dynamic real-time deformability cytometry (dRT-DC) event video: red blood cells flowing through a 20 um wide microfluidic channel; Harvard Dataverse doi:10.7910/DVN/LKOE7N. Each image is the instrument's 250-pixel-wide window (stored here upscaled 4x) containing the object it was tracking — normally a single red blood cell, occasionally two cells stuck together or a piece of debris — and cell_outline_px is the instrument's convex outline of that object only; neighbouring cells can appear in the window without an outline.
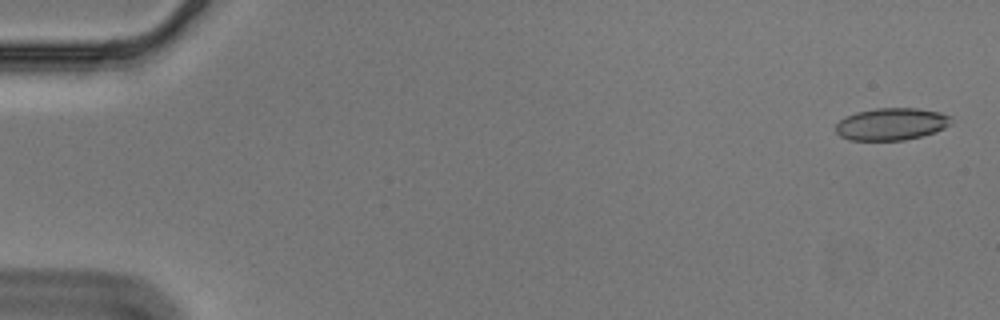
{"species": "Egyptian fruit bat (a non-hibernating species)", "species_latin": "Rousettus aegyptiacus", "temperature_condition": "cold", "stored_images_in_passage": 57, "camera_frame_rate_fps": 3000, "um_per_image_px": 0.085, "animal": {"sex": "male"}, "frame": {"image": 1, "passage_image": 2, "time_ms": 0.333, "image_size_px": [1000, 320], "cell_outline_px": [[952, 116], [948, 124], [944, 128], [936, 132], [904, 140], [848, 140], [840, 136], [836, 132], [836, 124], [844, 116], [856, 112], [876, 108], [920, 108], [940, 112]], "centroid_in_image_um": [75.75, 10.54], "position_along_channel_um": 9.3, "area_um2": 21.73}}
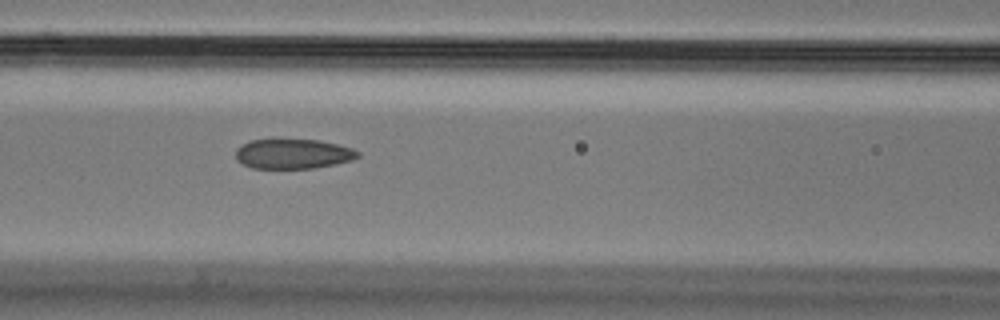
{"frame": {"image": 2, "passage_image": 25, "time_ms": 8.0, "image_size_px": [1000, 320], "cell_outline_px": [[360, 156], [352, 160], [336, 164], [312, 168], [252, 168], [236, 160], [236, 148], [240, 144], [248, 140], [320, 140], [352, 148], [360, 152]], "centroid_in_image_um": [24.9, 13.08], "position_along_channel_um": 141.7, "area_um2": 21.21}}
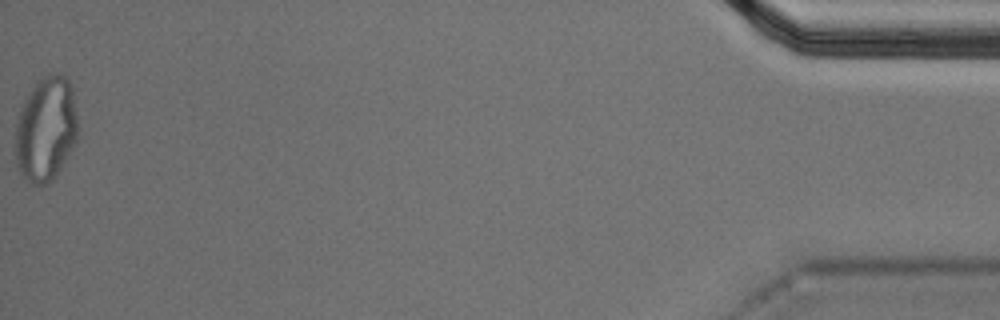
{"frame": {"image": 3, "passage_image": 57, "time_ms": 18.667, "image_size_px": [1000, 320], "cell_outline_px": [[80, 136], [76, 144], [56, 176], [52, 180], [44, 184], [32, 184], [16, 168], [16, 124], [20, 112], [32, 88], [48, 72], [60, 72], [68, 80], [72, 88]], "centroid_in_image_um": [3.95, 10.98], "position_along_channel_um": 431.2, "area_um2": 38.26}, "authors_computed_cell_mechanics": {"area_um2": 22.542, "velocity_mm_per_s": 3.5721, "shape_relaxation_time_tau1_ms": null, "shape_relaxation_time_tau2_ms": 2.3852, "deformation_change_tau1": null, "deformation_change_tau2": 0.0757}}